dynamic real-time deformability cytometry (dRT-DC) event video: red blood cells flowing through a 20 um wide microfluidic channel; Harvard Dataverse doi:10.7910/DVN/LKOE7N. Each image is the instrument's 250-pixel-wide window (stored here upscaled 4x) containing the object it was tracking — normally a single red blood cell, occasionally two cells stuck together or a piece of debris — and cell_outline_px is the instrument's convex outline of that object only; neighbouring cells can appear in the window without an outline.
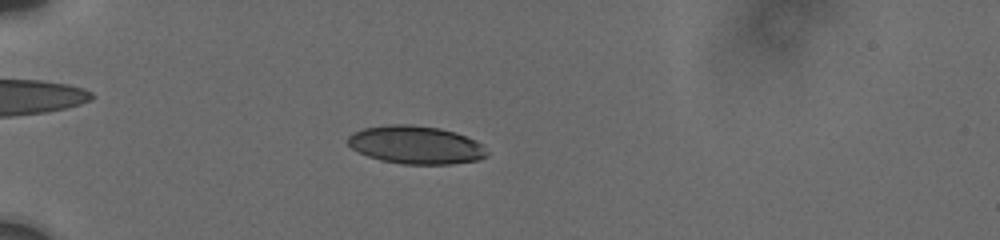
{"species": "human", "species_latin": "Homo sapiens", "temperature_condition": "cold", "stored_images_in_passage": 41, "camera_frame_rate_fps": 3000, "um_per_image_px": 0.085, "donor": {"sex": "male"}, "frame": {"image": 1, "passage_image": 13, "time_ms": 6.0, "image_size_px": [1000, 240], "cell_outline_px": [[488, 156], [476, 160], [452, 164], [400, 164], [380, 160], [368, 156], [352, 148], [348, 144], [348, 136], [352, 132], [364, 128], [392, 124], [404, 124], [440, 128], [476, 140], [488, 152]], "centroid_in_image_um": [35.32, 12.32], "position_along_channel_um": 49.7, "area_um2": 30.63}}
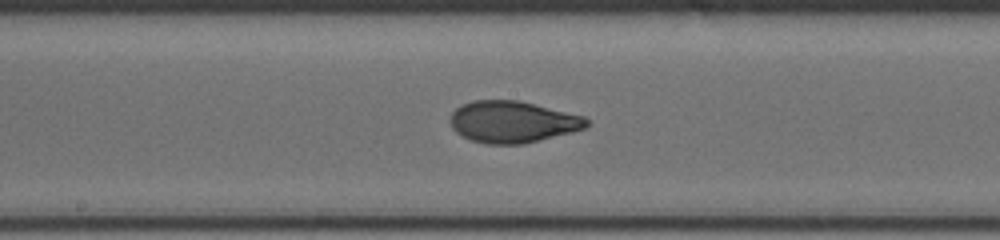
{"frame": {"image": 2, "passage_image": 23, "time_ms": 11.0, "image_size_px": [1000, 240], "cell_outline_px": [[588, 124], [584, 128], [572, 132], [524, 144], [488, 144], [472, 140], [456, 132], [452, 128], [452, 112], [456, 108], [472, 100], [520, 100], [584, 116], [588, 120]], "centroid_in_image_um": [43.59, 10.35], "position_along_channel_um": 204.6, "area_um2": 32.89}}
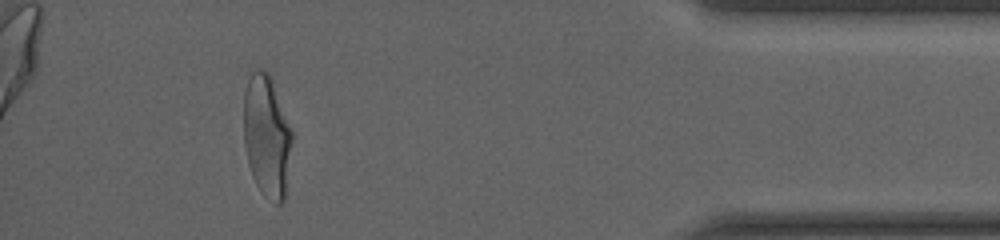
{"frame": {"image": 3, "passage_image": 38, "time_ms": 17.667, "image_size_px": [1000, 240], "cell_outline_px": [[292, 140], [284, 200], [280, 204], [276, 204], [264, 196], [260, 192], [252, 176], [248, 164], [244, 144], [244, 92], [248, 80], [252, 72], [256, 68], [260, 68], [268, 72], [272, 80], [292, 132]], "centroid_in_image_um": [22.66, 11.58], "position_along_channel_um": 412.5, "area_um2": 34.28}, "authors_computed_cell_mechanics": {"area_um2": 32.4258, "velocity_mm_per_s": 3.7536, "shape_relaxation_time_tau1_ms": 5.042, "shape_relaxation_time_tau2_ms": 0.925, "deformation_change_tau1": 0.1896, "deformation_change_tau2": 0.0569}}